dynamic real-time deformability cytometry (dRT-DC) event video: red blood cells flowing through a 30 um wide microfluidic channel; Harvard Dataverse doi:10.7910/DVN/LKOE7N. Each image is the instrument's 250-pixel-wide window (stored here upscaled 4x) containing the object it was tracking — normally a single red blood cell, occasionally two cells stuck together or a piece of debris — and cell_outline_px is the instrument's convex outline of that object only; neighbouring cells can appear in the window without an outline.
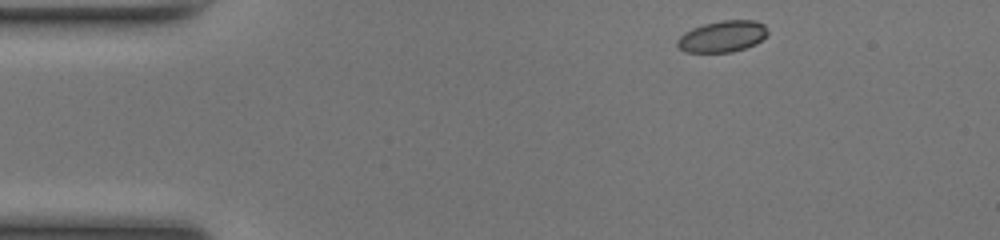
{"species": "common noctule bat (a hibernating species)", "species_latin": "Nyctalus noctula", "temperature_condition": "room temperature", "stored_images_in_passage": 44, "camera_frame_rate_fps": 3000, "um_per_image_px": 0.085, "animal": {"sex": "female", "body_mass_g": 17.0, "forearm_length_mm": 48.0}, "frame": {"image": 1, "passage_image": 1, "time_ms": 0.0, "image_size_px": [1000, 240], "cell_outline_px": [[768, 32], [756, 44], [732, 52], [684, 52], [676, 44], [676, 40], [684, 32], [692, 28], [704, 24], [720, 20], [756, 20], [764, 24]], "centroid_in_image_um": [61.38, 3.09], "position_along_channel_um": 23.6, "area_um2": 16.53}}
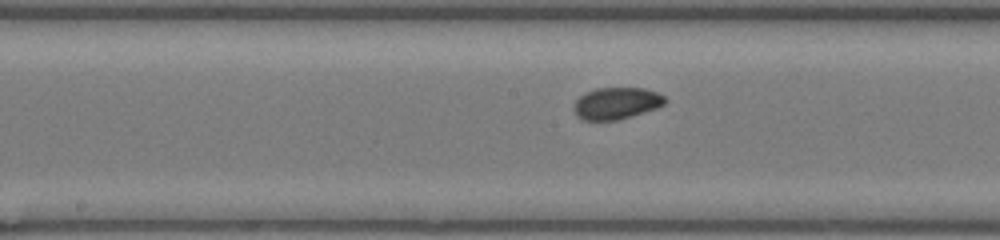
{"frame": {"image": 2, "passage_image": 19, "time_ms": 6.0, "image_size_px": [1000, 240], "cell_outline_px": [[668, 100], [664, 104], [656, 108], [632, 116], [616, 120], [584, 120], [576, 116], [572, 108], [576, 100], [580, 96], [596, 88], [644, 88], [656, 92], [664, 96]], "centroid_in_image_um": [52.39, 8.78], "position_along_channel_um": 195.8, "area_um2": 16.88}}
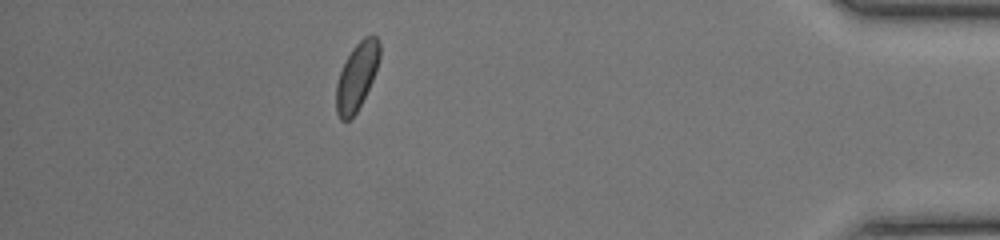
{"frame": {"image": 3, "passage_image": 38, "time_ms": 12.333, "image_size_px": [1000, 240], "cell_outline_px": [[380, 56], [372, 80], [356, 112], [348, 120], [340, 120], [336, 112], [336, 84], [340, 72], [352, 48], [364, 36], [376, 36], [380, 40]], "centroid_in_image_um": [30.32, 6.47], "position_along_channel_um": 404.9, "area_um2": 16.7}, "authors_computed_cell_mechanics": {"area_um2": 16.762, "velocity_mm_per_s": 4.1421, "shape_relaxation_time_tau1_ms": 3.0738, "shape_relaxation_time_tau2_ms": null, "deformation_change_tau1": 0.0584, "deformation_change_tau2": null}}